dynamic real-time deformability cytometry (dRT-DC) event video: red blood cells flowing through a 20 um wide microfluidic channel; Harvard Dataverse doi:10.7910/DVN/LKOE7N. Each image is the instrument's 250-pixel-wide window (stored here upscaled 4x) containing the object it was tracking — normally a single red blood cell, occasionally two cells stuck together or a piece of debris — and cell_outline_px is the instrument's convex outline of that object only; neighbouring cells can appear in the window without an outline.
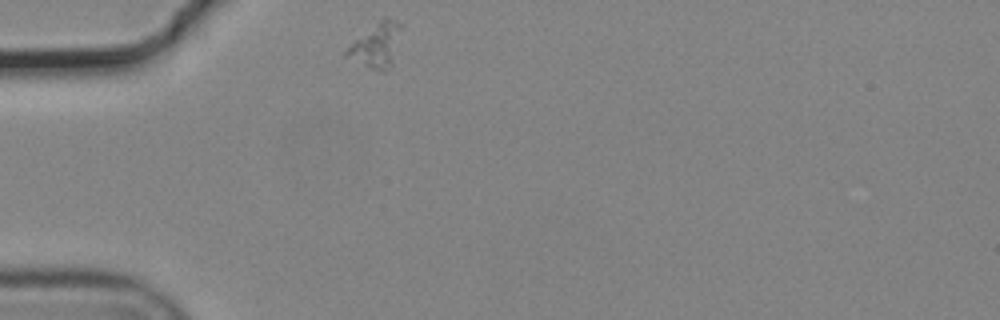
{"species": "common noctule bat (a hibernating species)", "species_latin": "Nyctalus noctula", "temperature_condition": "cold", "stored_images_in_passage": 44, "camera_frame_rate_fps": 3000, "um_per_image_px": 0.085, "animal": {"sex": "male", "body_mass_g": 19.2, "forearm_length_mm": 51.8}, "frame": {"image": 1, "passage_image": 1, "time_ms": 0.0, "image_size_px": [1000, 320], "cell_outline_px": [[404, 24], [392, 64], [384, 72], [372, 68], [344, 56], [344, 52], [356, 40], [384, 16], [388, 16]], "centroid_in_image_um": [32.07, 3.8], "position_along_channel_um": 52.9, "area_um2": 13.93}}
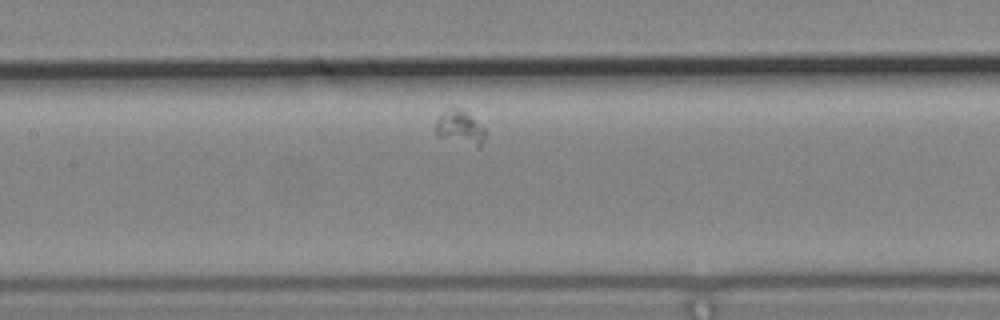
{"frame": {"image": 2, "passage_image": 13, "time_ms": 4.0, "image_size_px": [1000, 320], "cell_outline_px": [[488, 132], [480, 148], [436, 136], [432, 128], [436, 120], [448, 104], [460, 108], [468, 112]], "centroid_in_image_um": [39.06, 10.8], "position_along_channel_um": 168.3, "area_um2": 10.58}}
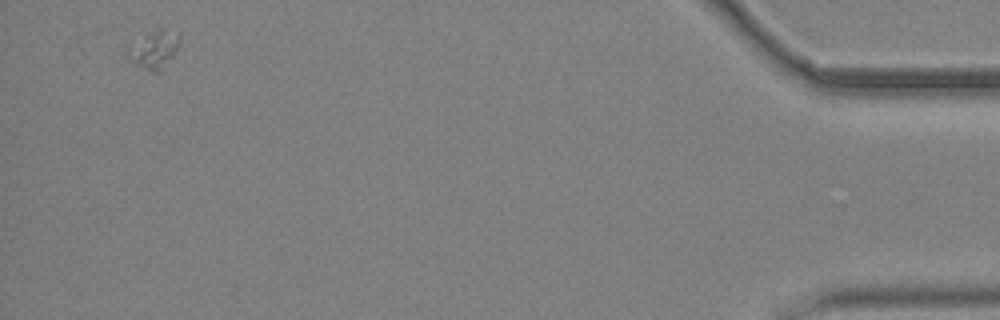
{"frame": {"image": 3, "passage_image": 43, "time_ms": 14.0, "image_size_px": [1000, 320], "cell_outline_px": [[180, 40], [172, 56], [160, 72], [156, 72], [136, 64], [124, 52], [128, 44], [144, 36], [160, 32], [180, 32]], "centroid_in_image_um": [13.05, 4.25], "position_along_channel_um": 422.1, "area_um2": 10.69}}